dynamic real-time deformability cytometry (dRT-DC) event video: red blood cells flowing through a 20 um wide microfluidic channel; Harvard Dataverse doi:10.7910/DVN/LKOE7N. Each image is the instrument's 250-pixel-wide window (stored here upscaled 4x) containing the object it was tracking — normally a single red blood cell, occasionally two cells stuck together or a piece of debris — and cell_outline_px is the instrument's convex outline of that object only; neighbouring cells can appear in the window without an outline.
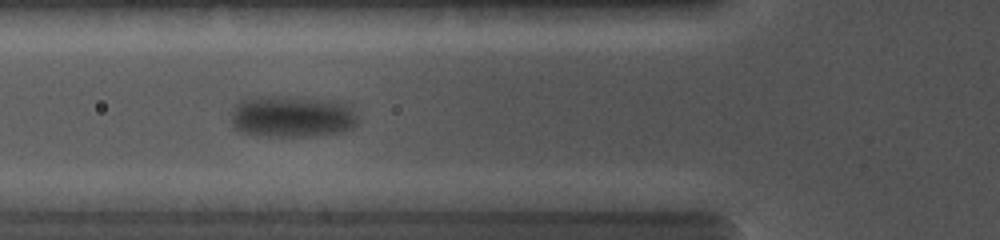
{"species": "common noctule bat (a hibernating species)", "species_latin": "Nyctalus noctula", "temperature_condition": "cold", "stored_images_in_passage": 30, "camera_frame_rate_fps": 5000, "um_per_image_px": 0.085, "animal": {"sex": "female", "body_mass_g": 19.0, "forearm_length_mm": 56.7}, "frame": {"image": 1, "passage_image": 6, "time_ms": 3.0, "image_size_px": [1000, 240], "cell_outline_px": [[360, 120], [352, 128], [344, 132], [304, 136], [268, 136], [244, 132], [236, 128], [232, 124], [232, 108], [240, 100], [268, 96], [288, 96], [344, 100], [352, 108]], "centroid_in_image_um": [24.91, 9.87], "position_along_channel_um": 100.9, "area_um2": 31.21}}
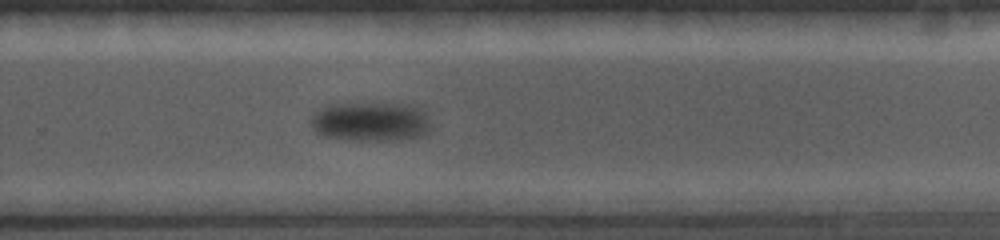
{"frame": {"image": 2, "passage_image": 23, "time_ms": 8.0, "image_size_px": [1000, 240], "cell_outline_px": [[428, 132], [420, 136], [400, 140], [348, 140], [324, 136], [316, 132], [312, 128], [308, 120], [312, 112], [320, 108], [332, 104], [416, 104], [424, 112], [428, 124]], "centroid_in_image_um": [31.43, 10.34], "position_along_channel_um": 298.4, "area_um2": 27.63}}
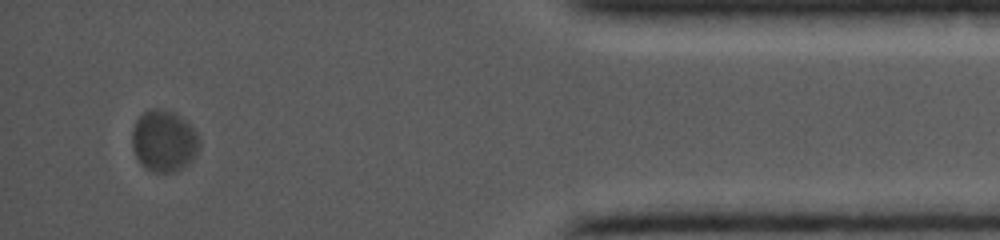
{"frame": {"image": 3, "passage_image": 29, "time_ms": 12.2, "image_size_px": [1000, 240], "cell_outline_px": [[200, 148], [192, 160], [188, 164], [172, 172], [152, 172], [144, 168], [140, 164], [132, 148], [132, 128], [136, 120], [144, 112], [152, 108], [160, 108], [172, 112], [180, 116], [200, 136]], "centroid_in_image_um": [13.92, 11.99], "position_along_channel_um": 421.3, "area_um2": 24.28}}